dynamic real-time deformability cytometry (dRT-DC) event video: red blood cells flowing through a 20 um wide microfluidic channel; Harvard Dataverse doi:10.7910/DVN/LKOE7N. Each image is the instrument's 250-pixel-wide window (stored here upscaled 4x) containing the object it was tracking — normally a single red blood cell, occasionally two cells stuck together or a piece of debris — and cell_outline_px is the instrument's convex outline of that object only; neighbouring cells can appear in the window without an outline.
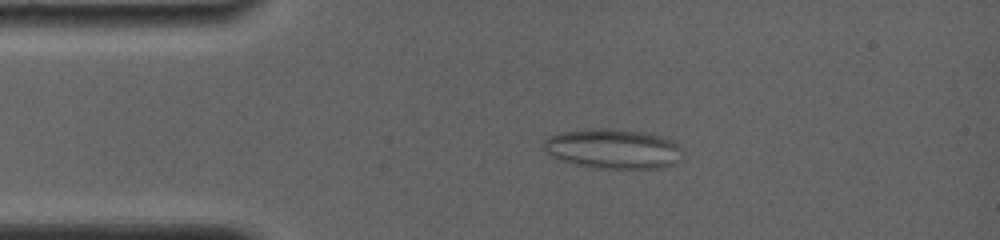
{"species": "common noctule bat (a hibernating species)", "species_latin": "Nyctalus noctula", "temperature_condition": "room temperature", "stored_images_in_passage": 13, "camera_frame_rate_fps": 4000, "um_per_image_px": 0.085, "animal": {"sex": "female", "body_mass_g": 19.0, "forearm_length_mm": 56.7}, "frame": {"image": 1, "passage_image": 4, "time_ms": 2.0, "image_size_px": [1000, 240], "cell_outline_px": [[684, 160], [676, 164], [664, 168], [592, 168], [560, 160], [552, 156], [540, 144], [548, 136], [560, 132], [600, 128], [644, 132], [664, 136], [672, 140], [684, 152]], "centroid_in_image_um": [52.17, 12.66], "position_along_channel_um": 32.8, "area_um2": 32.6}}
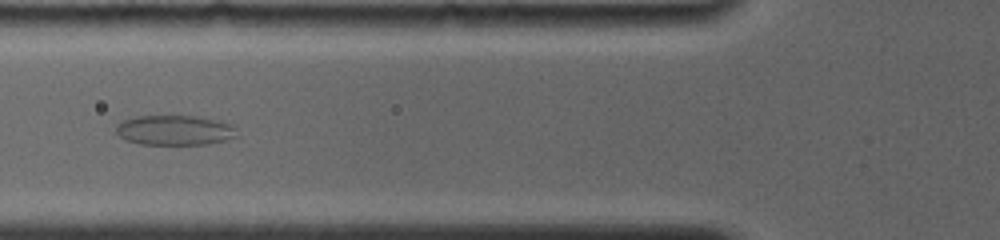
{"frame": {"image": 2, "passage_image": 10, "time_ms": 5.0, "image_size_px": [1000, 240], "cell_outline_px": [[236, 136], [224, 140], [208, 144], [140, 144], [124, 140], [116, 132], [116, 124], [124, 120], [136, 116], [200, 116], [220, 120], [236, 124]], "centroid_in_image_um": [14.88, 11.05], "position_along_channel_um": 110.9, "area_um2": 21.33}}
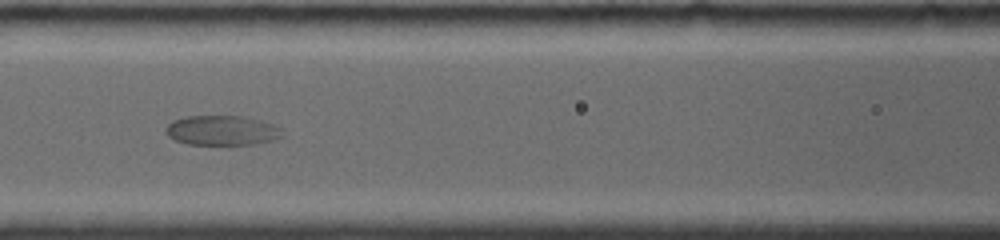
{"frame": {"image": 3, "passage_image": 12, "time_ms": 6.0, "image_size_px": [1000, 240], "cell_outline_px": [[284, 136], [272, 140], [256, 144], [188, 144], [176, 140], [168, 136], [164, 128], [172, 120], [188, 116], [244, 116], [276, 124], [280, 128]], "centroid_in_image_um": [18.89, 11.07], "position_along_channel_um": 147.7, "area_um2": 20.29}}